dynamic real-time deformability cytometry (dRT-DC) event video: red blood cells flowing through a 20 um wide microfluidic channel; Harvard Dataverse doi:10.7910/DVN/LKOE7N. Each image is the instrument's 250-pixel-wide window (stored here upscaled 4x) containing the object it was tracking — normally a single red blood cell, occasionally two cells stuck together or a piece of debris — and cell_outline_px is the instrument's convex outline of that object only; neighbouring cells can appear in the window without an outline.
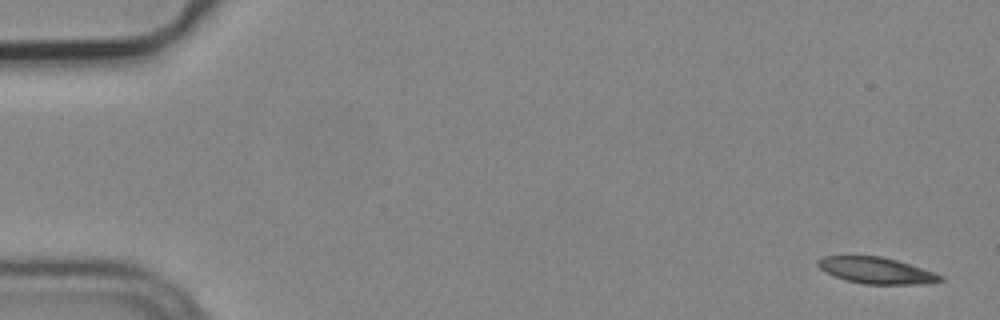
{"species": "common noctule bat (a hibernating species)", "species_latin": "Nyctalus noctula", "temperature_condition": "cold", "stored_images_in_passage": 5, "camera_frame_rate_fps": 3000, "um_per_image_px": 0.085, "animal": {"sex": "male", "body_mass_g": 19.2, "forearm_length_mm": 51.8}, "frame": {"image": 1, "passage_image": 1, "time_ms": 0.0, "image_size_px": [1000, 320], "cell_outline_px": [[944, 280], [924, 284], [864, 284], [848, 280], [824, 272], [816, 264], [816, 260], [824, 256], [880, 256], [896, 260], [944, 276]], "centroid_in_image_um": [74.46, 22.99], "position_along_channel_um": 10.5, "area_um2": 18.55}}
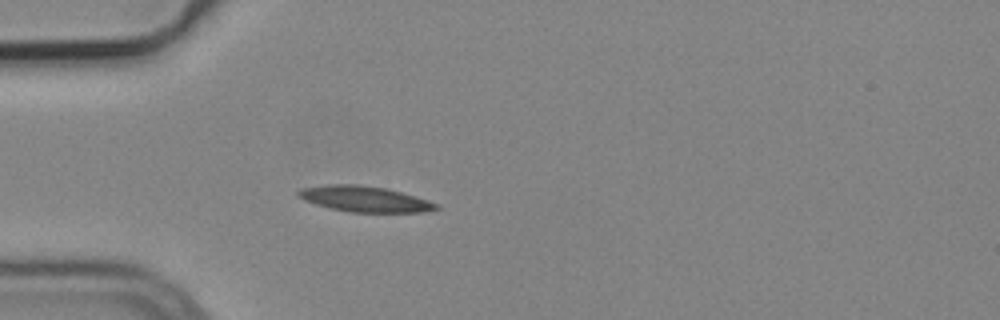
{"frame": {"image": 2, "passage_image": 5, "time_ms": 1.333, "image_size_px": [1000, 320], "cell_outline_px": [[440, 208], [424, 212], [348, 212], [328, 208], [304, 200], [296, 196], [296, 192], [300, 188], [328, 184], [356, 184], [388, 188], [428, 200], [440, 204]], "centroid_in_image_um": [30.98, 16.91], "position_along_channel_um": 54.0, "area_um2": 20.92}}